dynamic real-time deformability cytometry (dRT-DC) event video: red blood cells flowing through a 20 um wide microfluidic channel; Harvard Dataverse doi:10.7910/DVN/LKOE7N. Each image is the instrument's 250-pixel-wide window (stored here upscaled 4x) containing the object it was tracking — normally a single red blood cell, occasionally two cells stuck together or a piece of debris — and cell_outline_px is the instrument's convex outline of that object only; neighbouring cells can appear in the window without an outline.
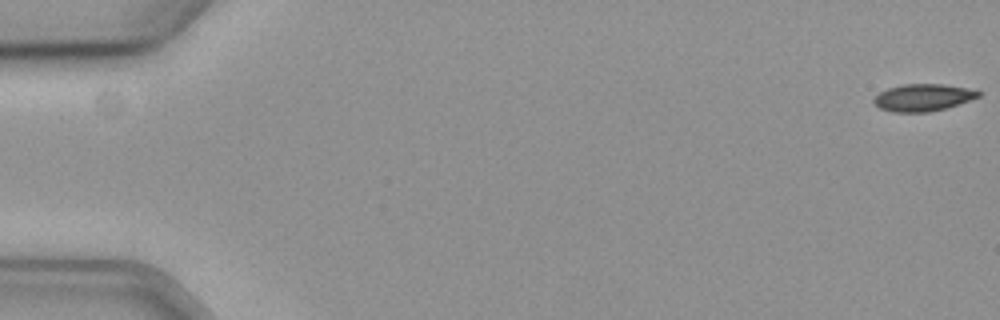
{"species": "common noctule bat (a hibernating species)", "species_latin": "Nyctalus noctula", "temperature_condition": "cold", "stored_images_in_passage": 58, "camera_frame_rate_fps": 3000, "um_per_image_px": 0.085, "animal": {"sex": "female", "body_mass_g": 19.3, "forearm_length_mm": 54.1}, "frame": {"image": 1, "passage_image": 1, "time_ms": 0.0, "image_size_px": [1000, 320], "cell_outline_px": [[980, 96], [944, 108], [928, 112], [892, 112], [880, 108], [872, 100], [880, 92], [888, 88], [904, 84], [944, 84], [964, 88], [980, 92]], "centroid_in_image_um": [78.4, 8.29], "position_along_channel_um": 6.6, "area_um2": 16.13}}
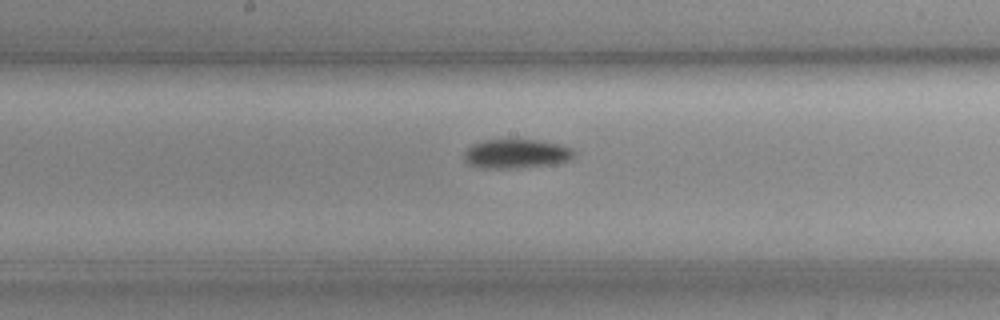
{"frame": {"image": 2, "passage_image": 31, "time_ms": 10.0, "image_size_px": [1000, 320], "cell_outline_px": [[576, 152], [568, 160], [552, 164], [508, 168], [480, 168], [464, 164], [464, 152], [472, 144], [484, 140], [540, 140], [560, 144], [572, 148]], "centroid_in_image_um": [43.83, 13.07], "position_along_channel_um": 204.4, "area_um2": 18.67}}
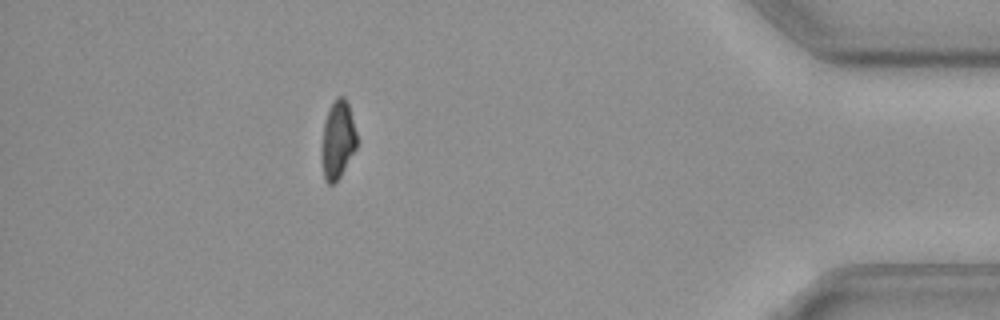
{"frame": {"image": 3, "passage_image": 52, "time_ms": 17.0, "image_size_px": [1000, 320], "cell_outline_px": [[356, 148], [340, 176], [332, 184], [328, 184], [324, 180], [320, 156], [324, 124], [328, 112], [336, 96], [344, 96], [348, 104], [356, 132]], "centroid_in_image_um": [28.68, 11.91], "position_along_channel_um": 406.5, "area_um2": 15.84}, "authors_computed_cell_mechanics": {"area_um2": 17.629, "velocity_mm_per_s": 3.6238, "shape_relaxation_time_tau1_ms": null, "shape_relaxation_time_tau2_ms": 7.7007, "deformation_change_tau1": null, "deformation_change_tau2": 0.1217}}